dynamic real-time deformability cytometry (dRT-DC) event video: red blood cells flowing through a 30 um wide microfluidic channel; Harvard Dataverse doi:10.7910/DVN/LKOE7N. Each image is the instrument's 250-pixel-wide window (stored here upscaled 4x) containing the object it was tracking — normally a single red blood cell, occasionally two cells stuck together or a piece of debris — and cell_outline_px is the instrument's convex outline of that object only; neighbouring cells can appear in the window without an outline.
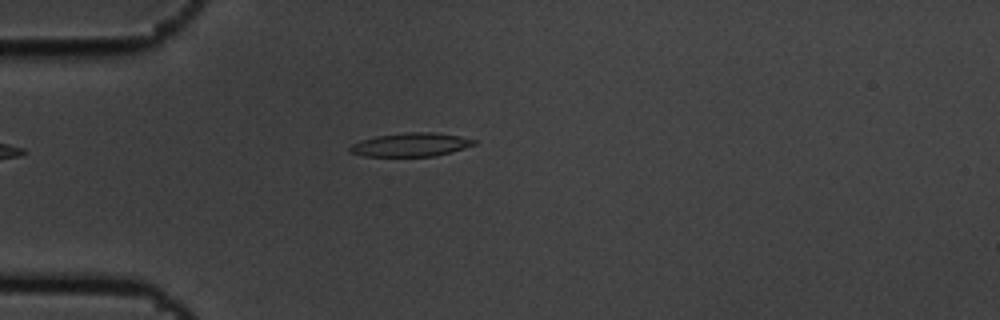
{"species": "common noctule bat (a hibernating species)", "species_latin": "Nyctalus noctula", "temperature_condition": "cold", "stored_images_in_passage": 4, "camera_frame_rate_fps": 3000, "um_per_image_px": 0.085, "animal": {"sex": "male", "body_mass_g": 19.5, "forearm_length_mm": 54.6}, "frame": {"image": 1, "passage_image": 4, "time_ms": 1.0, "image_size_px": [1000, 320], "cell_outline_px": [[476, 144], [452, 152], [432, 156], [364, 156], [348, 152], [348, 148], [352, 144], [360, 140], [376, 136], [404, 132], [436, 132], [460, 136], [476, 140]], "centroid_in_image_um": [34.9, 12.29], "position_along_channel_um": 50.1, "area_um2": 17.17}}